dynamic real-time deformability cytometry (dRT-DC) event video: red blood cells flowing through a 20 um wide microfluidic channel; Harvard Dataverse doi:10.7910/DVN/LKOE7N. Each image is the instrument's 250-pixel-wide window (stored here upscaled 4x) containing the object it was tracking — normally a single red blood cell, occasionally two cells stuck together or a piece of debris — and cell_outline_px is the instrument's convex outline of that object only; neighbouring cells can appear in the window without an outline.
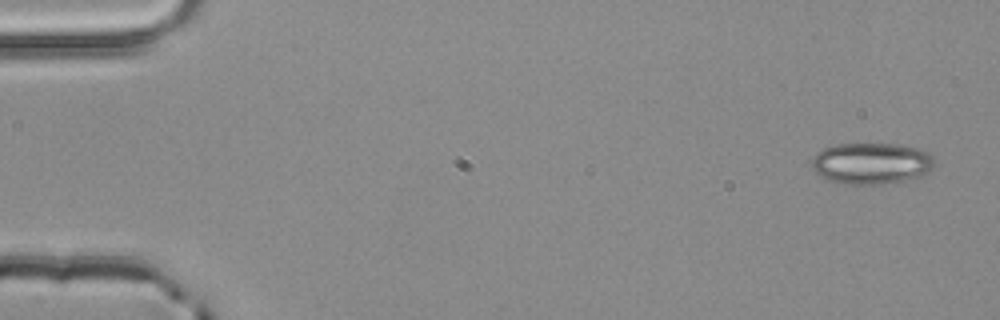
{"species": "common noctule bat (a hibernating species)", "species_latin": "Nyctalus noctula", "temperature_condition": "room temperature", "stored_images_in_passage": 2, "camera_frame_rate_fps": 3000, "um_per_image_px": 0.085, "animal": {"sex": "male", "body_mass_g": 20.4}, "frame": {"image": 1, "passage_image": 2, "time_ms": 0.333, "image_size_px": [1000, 320], "cell_outline_px": [[936, 164], [928, 172], [920, 176], [904, 180], [880, 184], [844, 184], [824, 180], [812, 168], [812, 160], [816, 152], [824, 148], [836, 144], [856, 140], [900, 144], [920, 148], [928, 152], [936, 160]], "centroid_in_image_um": [74.05, 13.83], "position_along_channel_um": 10.9, "area_um2": 30.87}}